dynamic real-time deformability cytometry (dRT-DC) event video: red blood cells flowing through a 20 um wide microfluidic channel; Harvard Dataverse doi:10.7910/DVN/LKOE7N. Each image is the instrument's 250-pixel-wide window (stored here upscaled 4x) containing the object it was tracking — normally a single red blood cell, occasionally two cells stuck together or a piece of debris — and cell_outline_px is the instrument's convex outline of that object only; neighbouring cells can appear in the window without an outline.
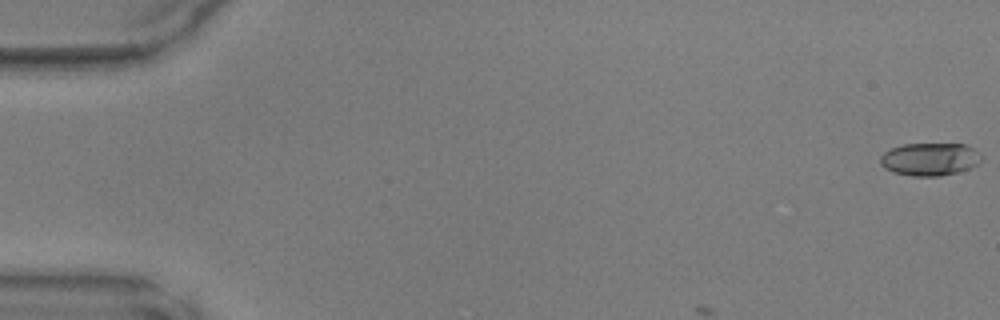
{"species": "common noctule bat (a hibernating species)", "species_latin": "Nyctalus noctula", "temperature_condition": "warm", "stored_images_in_passage": 10, "camera_frame_rate_fps": 3000, "um_per_image_px": 0.085, "animal": {"sex": "male", "body_mass_g": 17.9, "forearm_length_mm": 54.2}, "frame": {"image": 1, "passage_image": 1, "time_ms": 0.0, "image_size_px": [1000, 320], "cell_outline_px": [[984, 160], [968, 168], [956, 172], [940, 176], [912, 176], [892, 172], [884, 168], [880, 164], [880, 156], [884, 152], [892, 148], [904, 144], [964, 144], [972, 148], [984, 156]], "centroid_in_image_um": [79.03, 13.53], "position_along_channel_um": 6.0, "area_um2": 19.36}}